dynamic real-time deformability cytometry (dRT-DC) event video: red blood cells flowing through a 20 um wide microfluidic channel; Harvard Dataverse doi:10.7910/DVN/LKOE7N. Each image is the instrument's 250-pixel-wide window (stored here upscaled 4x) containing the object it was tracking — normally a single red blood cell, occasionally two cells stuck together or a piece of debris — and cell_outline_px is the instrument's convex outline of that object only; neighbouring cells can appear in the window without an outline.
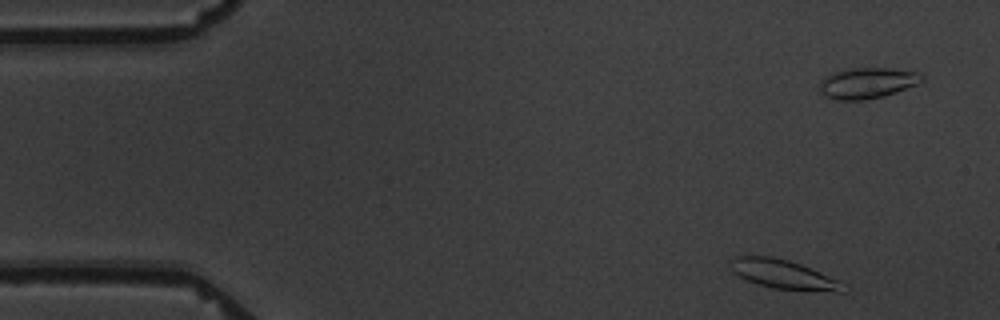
{"species": "common noctule bat (a hibernating species)", "species_latin": "Nyctalus noctula", "temperature_condition": "warm", "stored_images_in_passage": 5, "camera_frame_rate_fps": 3000, "um_per_image_px": 0.085, "animal": {"sex": "male", "body_mass_g": 19.5, "forearm_length_mm": 54.6}, "frame": {"image": 1, "passage_image": 1, "time_ms": 0.0, "image_size_px": [1000, 320], "cell_outline_px": [[848, 292], [836, 292], [772, 288], [748, 280], [732, 272], [728, 264], [736, 256], [768, 256], [788, 260], [800, 264], [840, 280]], "centroid_in_image_um": [66.61, 23.32], "position_along_channel_um": 18.4, "area_um2": 18.96}}
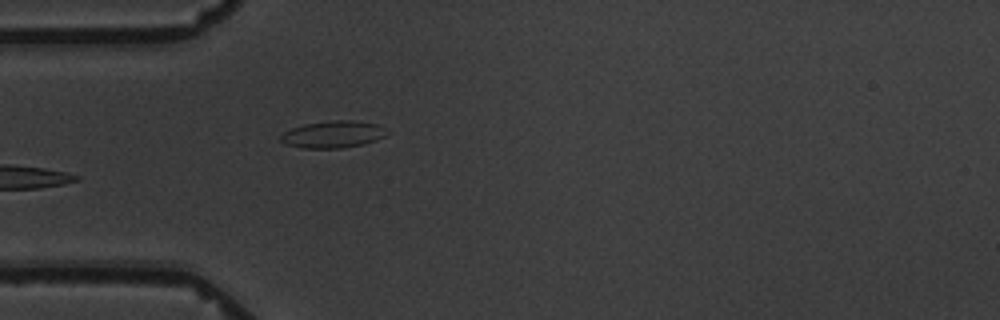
{"frame": {"image": 2, "passage_image": 5, "time_ms": 4.667, "image_size_px": [1000, 320], "cell_outline_px": [[392, 132], [376, 140], [364, 144], [340, 148], [304, 148], [288, 144], [280, 140], [280, 136], [284, 132], [292, 128], [304, 124], [336, 120], [352, 120], [380, 124]], "centroid_in_image_um": [28.39, 11.41], "position_along_channel_um": 56.6, "area_um2": 16.76}}